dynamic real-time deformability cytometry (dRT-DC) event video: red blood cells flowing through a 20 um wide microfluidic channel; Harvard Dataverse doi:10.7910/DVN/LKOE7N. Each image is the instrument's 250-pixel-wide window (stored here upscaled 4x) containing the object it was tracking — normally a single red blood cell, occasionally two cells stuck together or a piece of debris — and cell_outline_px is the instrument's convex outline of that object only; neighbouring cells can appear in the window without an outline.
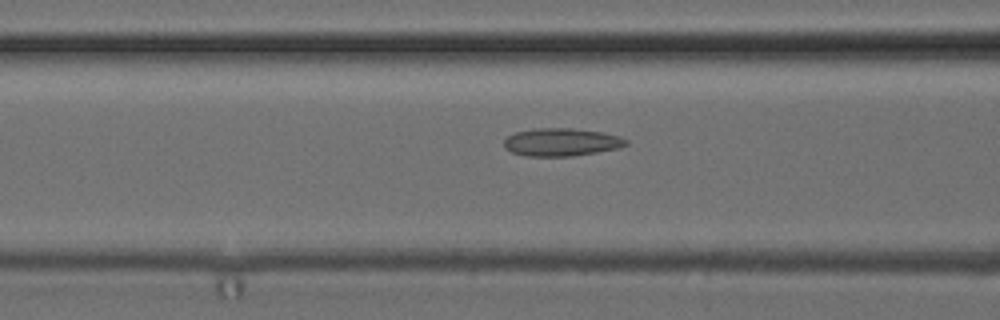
{"species": "common noctule bat (a hibernating species)", "species_latin": "Nyctalus noctula", "temperature_condition": "cold", "stored_images_in_passage": 52, "camera_frame_rate_fps": 3000, "um_per_image_px": 0.085, "animal": {"sex": "female", "body_mass_g": 24.6, "forearm_length_mm": 56.2}, "frame": {"image": 1, "passage_image": 21, "time_ms": 6.667, "image_size_px": [1000, 320], "cell_outline_px": [[628, 144], [620, 148], [572, 156], [524, 156], [512, 152], [504, 148], [504, 140], [508, 136], [516, 132], [532, 128], [572, 128], [604, 132], [620, 136], [628, 140]], "centroid_in_image_um": [47.73, 12.07], "position_along_channel_um": 118.9, "area_um2": 20.0}}
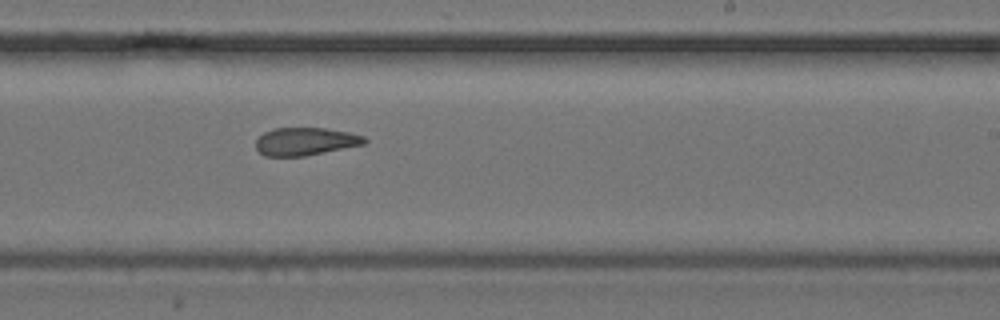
{"frame": {"image": 2, "passage_image": 32, "time_ms": 10.333, "image_size_px": [1000, 320], "cell_outline_px": [[368, 140], [364, 144], [304, 156], [264, 156], [256, 148], [256, 140], [264, 132], [272, 128], [324, 128], [348, 132], [364, 136]], "centroid_in_image_um": [25.94, 12.02], "position_along_channel_um": 263.1, "area_um2": 17.51}}
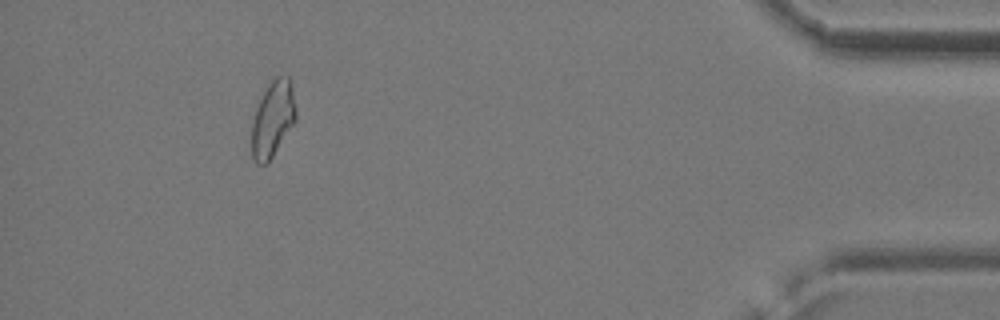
{"frame": {"image": 3, "passage_image": 48, "time_ms": 15.667, "image_size_px": [1000, 320], "cell_outline_px": [[296, 120], [268, 164], [256, 164], [252, 156], [252, 120], [256, 108], [268, 84], [276, 76], [288, 76], [292, 88], [296, 108]], "centroid_in_image_um": [23.19, 10.14], "position_along_channel_um": 412.0, "area_um2": 19.54}, "authors_computed_cell_mechanics": {"area_um2": 19.7098, "velocity_mm_per_s": 3.9373, "shape_relaxation_time_tau1_ms": null, "shape_relaxation_time_tau2_ms": 1.7388, "deformation_change_tau1": null, "deformation_change_tau2": 0.0815}}